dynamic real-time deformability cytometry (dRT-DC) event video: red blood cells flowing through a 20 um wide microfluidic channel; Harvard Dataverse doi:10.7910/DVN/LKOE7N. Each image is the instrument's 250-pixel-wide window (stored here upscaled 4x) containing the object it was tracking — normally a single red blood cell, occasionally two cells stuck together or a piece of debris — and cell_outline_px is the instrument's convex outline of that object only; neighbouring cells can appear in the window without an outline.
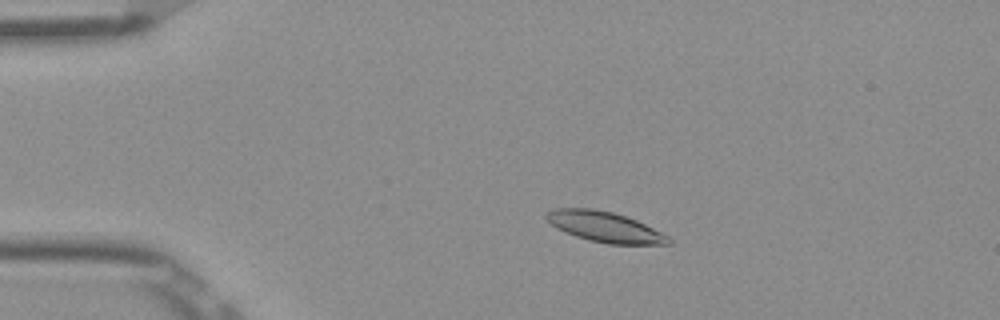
{"species": "Egyptian fruit bat (a non-hibernating species)", "species_latin": "Rousettus aegyptiacus", "temperature_condition": "room temperature", "stored_images_in_passage": 48, "camera_frame_rate_fps": 3000, "um_per_image_px": 0.085, "frame": {"image": 1, "passage_image": 6, "time_ms": 1.667, "image_size_px": [1000, 320], "cell_outline_px": [[672, 244], [608, 244], [588, 240], [576, 236], [552, 224], [544, 216], [548, 212], [556, 208], [592, 208], [612, 212], [636, 220], [668, 236], [672, 240]], "centroid_in_image_um": [51.43, 19.29], "position_along_channel_um": 33.6, "area_um2": 21.21}}
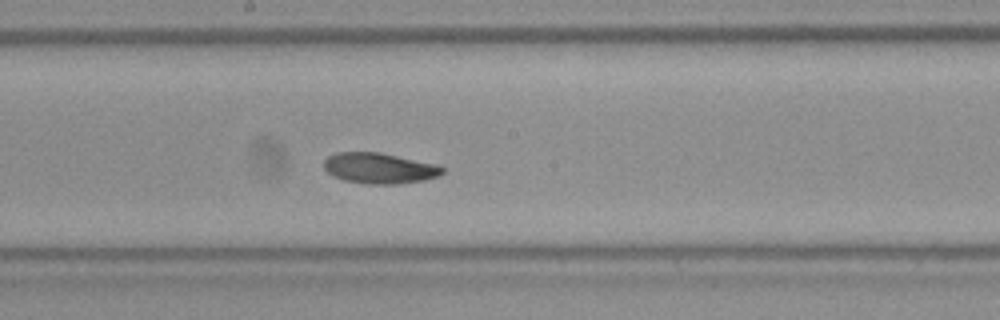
{"frame": {"image": 2, "passage_image": 24, "time_ms": 7.667, "image_size_px": [1000, 320], "cell_outline_px": [[444, 172], [440, 176], [424, 180], [396, 184], [368, 184], [344, 180], [332, 176], [324, 168], [324, 160], [328, 156], [336, 152], [380, 152], [436, 164], [444, 168]], "centroid_in_image_um": [32.25, 14.29], "position_along_channel_um": 216.0, "area_um2": 21.27}}
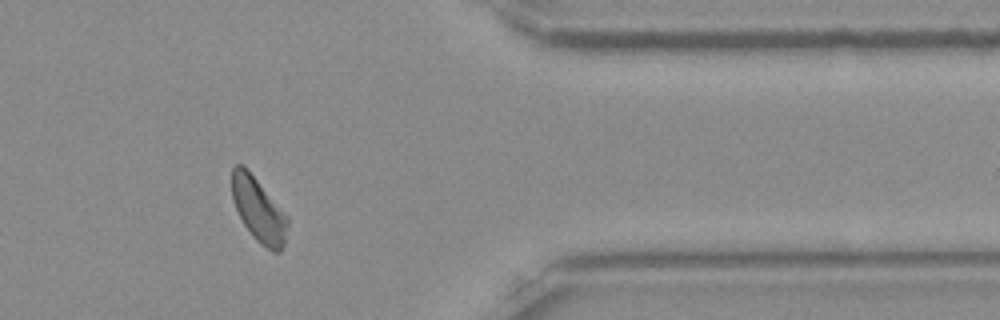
{"frame": {"image": 3, "passage_image": 39, "time_ms": 12.667, "image_size_px": [1000, 320], "cell_outline_px": [[288, 224], [284, 244], [280, 252], [272, 252], [260, 244], [256, 240], [244, 224], [232, 200], [232, 168], [236, 164], [244, 164], [248, 168], [288, 216]], "centroid_in_image_um": [21.98, 17.81], "position_along_channel_um": 389.4, "area_um2": 20.92}, "authors_computed_cell_mechanics": {"area_um2": 21.2126, "velocity_mm_per_s": 3.8544, "shape_relaxation_time_tau1_ms": 6.4379, "shape_relaxation_time_tau2_ms": null, "deformation_change_tau1": 0.1568, "deformation_change_tau2": null}}